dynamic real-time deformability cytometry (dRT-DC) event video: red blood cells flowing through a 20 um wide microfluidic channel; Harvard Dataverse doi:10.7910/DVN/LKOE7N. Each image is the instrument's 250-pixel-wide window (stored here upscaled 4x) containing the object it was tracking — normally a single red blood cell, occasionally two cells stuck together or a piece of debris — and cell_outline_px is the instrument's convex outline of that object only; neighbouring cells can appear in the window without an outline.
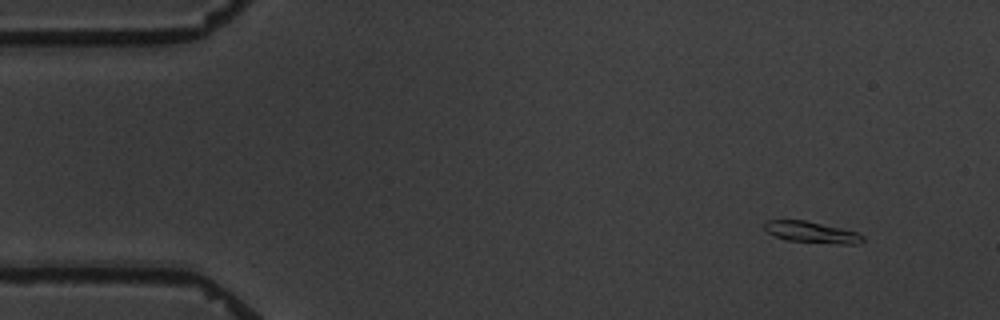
{"species": "common noctule bat (a hibernating species)", "species_latin": "Nyctalus noctula", "temperature_condition": "warm", "stored_images_in_passage": 4, "camera_frame_rate_fps": 3000, "um_per_image_px": 0.085, "animal": {"sex": "male", "body_mass_g": 19.5, "forearm_length_mm": 54.6}, "frame": {"image": 1, "passage_image": 1, "time_ms": 0.0, "image_size_px": [1000, 320], "cell_outline_px": [[864, 240], [856, 244], [840, 244], [788, 240], [776, 236], [768, 232], [764, 228], [764, 224], [768, 220], [804, 220], [860, 232], [864, 236]], "centroid_in_image_um": [69.04, 19.74], "position_along_channel_um": 16.0, "area_um2": 12.08}}
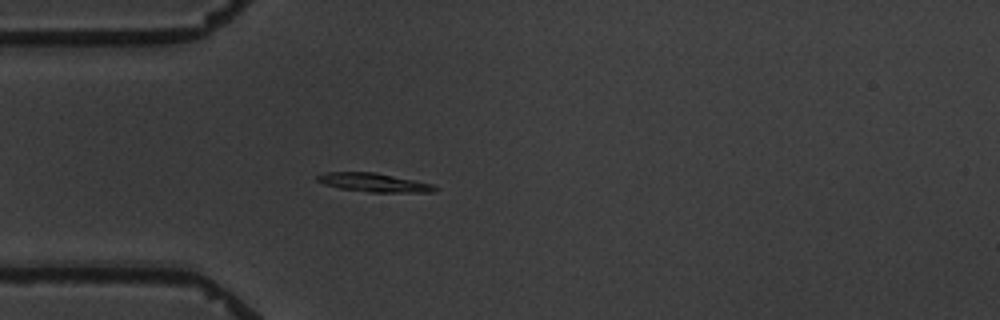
{"frame": {"image": 2, "passage_image": 4, "time_ms": 3.667, "image_size_px": [1000, 320], "cell_outline_px": [[440, 188], [436, 192], [368, 192], [340, 188], [324, 184], [316, 180], [316, 176], [328, 172], [376, 172], [432, 184]], "centroid_in_image_um": [31.81, 15.52], "position_along_channel_um": 53.2, "area_um2": 12.77}}